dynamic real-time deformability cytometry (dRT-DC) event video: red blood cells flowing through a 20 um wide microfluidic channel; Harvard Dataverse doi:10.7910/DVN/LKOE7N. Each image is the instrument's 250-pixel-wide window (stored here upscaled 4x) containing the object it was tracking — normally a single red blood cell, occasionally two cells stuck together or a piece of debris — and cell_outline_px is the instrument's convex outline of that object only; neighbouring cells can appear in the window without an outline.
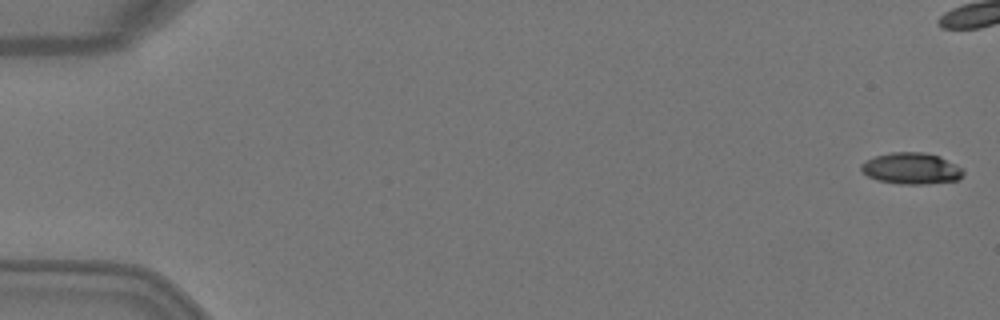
{"species": "Egyptian fruit bat (a non-hibernating species)", "species_latin": "Rousettus aegyptiacus", "temperature_condition": "warm", "stored_images_in_passage": 4, "segment_of_instrument_passage": [2, 2], "camera_frame_rate_fps": 3000, "um_per_image_px": 0.085, "animal": {"sex": "female"}, "frame": {"image": 1, "passage_image": 4, "time_ms": 1.0, "image_size_px": [1000, 320], "cell_outline_px": [[964, 172], [960, 180], [928, 184], [900, 184], [876, 180], [868, 176], [860, 168], [860, 164], [876, 156], [892, 152], [924, 152], [940, 156], [964, 168]], "centroid_in_image_um": [77.51, 14.32], "position_along_channel_um": 7.5, "area_um2": 18.84}}